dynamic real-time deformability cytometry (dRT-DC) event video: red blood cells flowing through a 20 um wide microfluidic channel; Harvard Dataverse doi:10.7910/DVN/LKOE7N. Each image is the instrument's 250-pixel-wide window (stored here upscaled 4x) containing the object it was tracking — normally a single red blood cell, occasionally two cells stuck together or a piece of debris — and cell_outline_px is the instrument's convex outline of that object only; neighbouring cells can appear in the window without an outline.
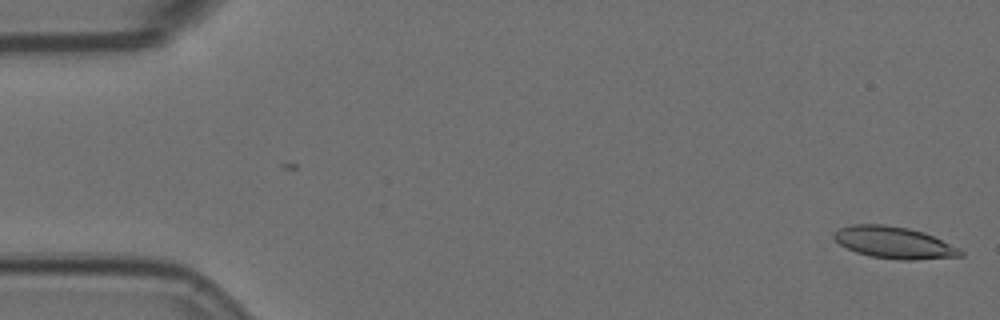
{"species": "Egyptian fruit bat (a non-hibernating species)", "species_latin": "Rousettus aegyptiacus", "temperature_condition": "room temperature", "stored_images_in_passage": 4, "camera_frame_rate_fps": 3000, "um_per_image_px": 0.085, "animal": {"sex": "female"}, "frame": {"image": 1, "passage_image": 4, "time_ms": 1.0, "image_size_px": [1000, 320], "cell_outline_px": [[964, 256], [912, 260], [904, 260], [872, 256], [856, 252], [840, 244], [832, 236], [840, 228], [852, 224], [884, 224], [908, 228], [924, 232], [960, 248], [964, 252]], "centroid_in_image_um": [76.03, 20.61], "position_along_channel_um": 9.0, "area_um2": 23.29}}